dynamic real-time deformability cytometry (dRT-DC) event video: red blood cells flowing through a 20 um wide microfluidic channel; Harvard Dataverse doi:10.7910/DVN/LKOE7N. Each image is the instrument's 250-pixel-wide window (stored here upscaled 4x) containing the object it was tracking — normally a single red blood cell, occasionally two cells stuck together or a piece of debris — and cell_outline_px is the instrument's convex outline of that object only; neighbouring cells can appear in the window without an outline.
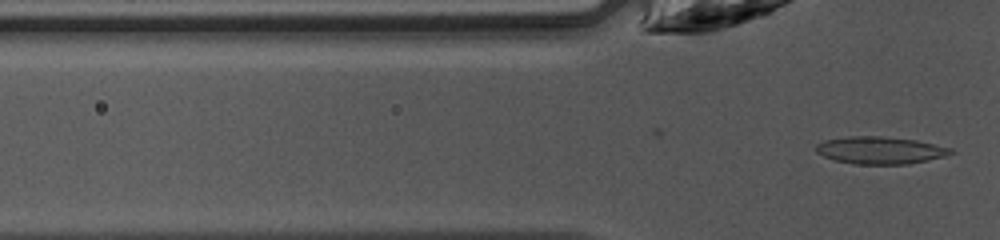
{"species": "common noctule bat (a hibernating species)", "species_latin": "Nyctalus noctula", "temperature_condition": "warm", "stored_images_in_passage": 4, "camera_frame_rate_fps": 3000, "um_per_image_px": 0.085, "animal": {"sex": "female", "body_mass_g": 10.0, "forearm_length_mm": 53.1}, "frame": {"image": 1, "passage_image": 4, "time_ms": 1.0, "image_size_px": [1000, 240], "cell_outline_px": [[956, 152], [944, 156], [928, 160], [908, 164], [856, 164], [836, 160], [824, 156], [816, 152], [816, 144], [824, 140], [848, 136], [880, 136], [916, 140], [952, 148]], "centroid_in_image_um": [74.82, 12.77], "position_along_channel_um": 51.0, "area_um2": 21.39}}